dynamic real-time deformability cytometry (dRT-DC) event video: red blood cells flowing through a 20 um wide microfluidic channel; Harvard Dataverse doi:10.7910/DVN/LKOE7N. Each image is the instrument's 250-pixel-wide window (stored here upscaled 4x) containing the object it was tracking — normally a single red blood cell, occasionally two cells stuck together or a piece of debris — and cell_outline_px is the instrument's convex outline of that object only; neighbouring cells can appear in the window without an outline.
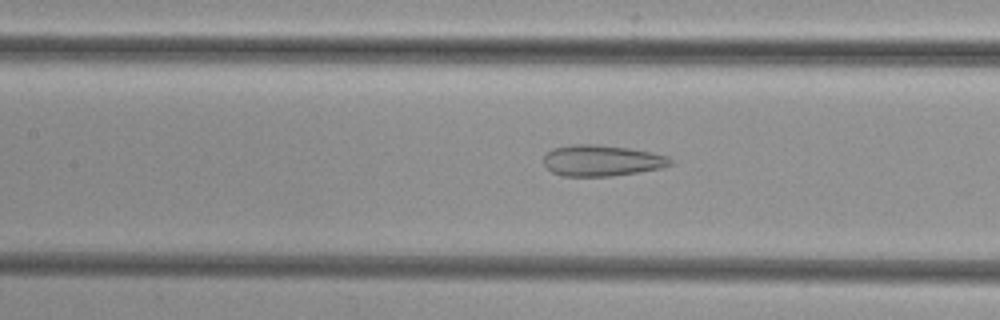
{"species": "common noctule bat (a hibernating species)", "species_latin": "Nyctalus noctula", "temperature_condition": "cold", "stored_images_in_passage": 51, "camera_frame_rate_fps": 3000, "um_per_image_px": 0.085, "animal": {"sex": "female", "body_mass_g": 29.2, "forearm_length_mm": 56.3}, "frame": {"image": 1, "passage_image": 23, "time_ms": 7.333, "image_size_px": [1000, 320], "cell_outline_px": [[672, 164], [660, 168], [612, 176], [564, 176], [552, 172], [544, 164], [544, 156], [552, 148], [572, 144], [596, 144], [628, 148], [668, 156], [672, 160]], "centroid_in_image_um": [51.12, 13.64], "position_along_channel_um": 156.3, "area_um2": 22.77}}
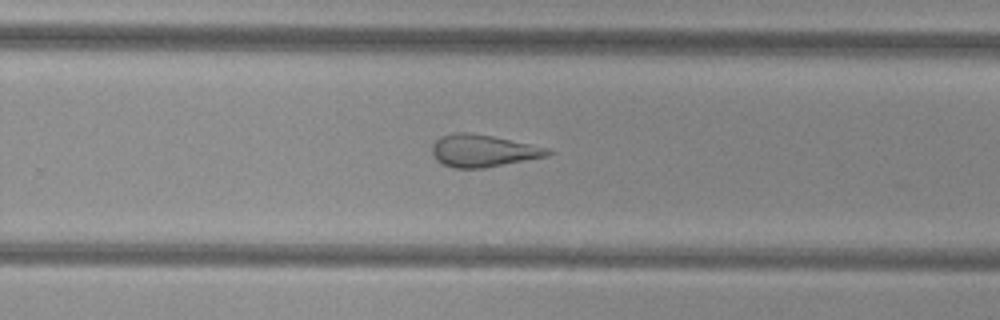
{"frame": {"image": 2, "passage_image": 33, "time_ms": 10.667, "image_size_px": [1000, 320], "cell_outline_px": [[556, 152], [548, 156], [484, 168], [452, 168], [436, 160], [432, 152], [432, 144], [440, 136], [452, 132], [468, 132], [492, 136], [548, 148]], "centroid_in_image_um": [41.05, 12.81], "position_along_channel_um": 288.8, "area_um2": 21.79}}
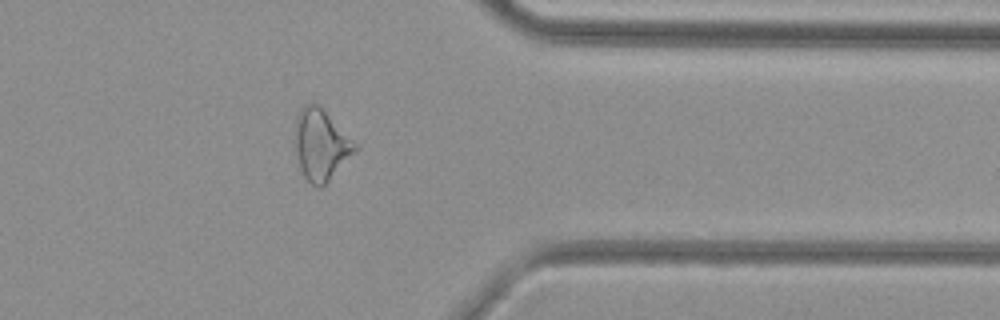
{"frame": {"image": 3, "passage_image": 41, "time_ms": 13.333, "image_size_px": [1000, 320], "cell_outline_px": [[360, 148], [320, 188], [312, 184], [304, 176], [300, 168], [292, 148], [292, 140], [296, 116], [300, 108], [304, 104], [316, 104]], "centroid_in_image_um": [27.19, 12.32], "position_along_channel_um": 384.2, "area_um2": 24.74}}